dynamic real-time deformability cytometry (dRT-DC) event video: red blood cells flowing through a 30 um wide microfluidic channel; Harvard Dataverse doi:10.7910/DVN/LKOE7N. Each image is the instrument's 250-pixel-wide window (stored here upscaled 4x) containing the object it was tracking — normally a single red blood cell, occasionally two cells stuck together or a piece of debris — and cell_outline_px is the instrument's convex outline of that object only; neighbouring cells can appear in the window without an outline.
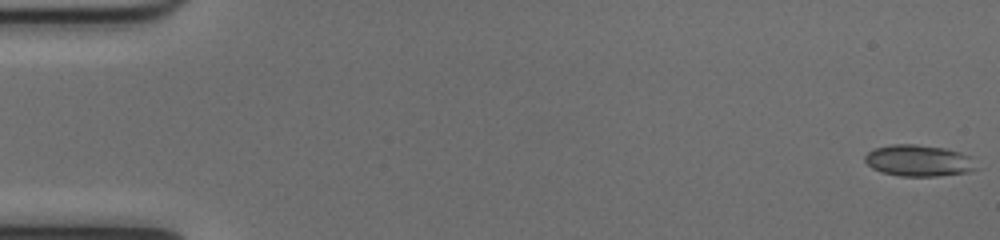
{"species": "common noctule bat (a hibernating species)", "species_latin": "Nyctalus noctula", "temperature_condition": "cold", "stored_images_in_passage": 52, "camera_frame_rate_fps": 3000, "um_per_image_px": 0.085, "animal": {"sex": "female", "body_mass_g": 17.0, "forearm_length_mm": 48.0}, "frame": {"image": 1, "passage_image": 1, "time_ms": 0.0, "image_size_px": [1000, 240], "cell_outline_px": [[980, 168], [968, 172], [936, 176], [900, 176], [880, 172], [872, 168], [864, 160], [864, 156], [868, 152], [876, 148], [892, 144], [916, 144], [944, 148], [960, 152], [972, 156]], "centroid_in_image_um": [78.13, 13.65], "position_along_channel_um": 6.9, "area_um2": 20.63}}
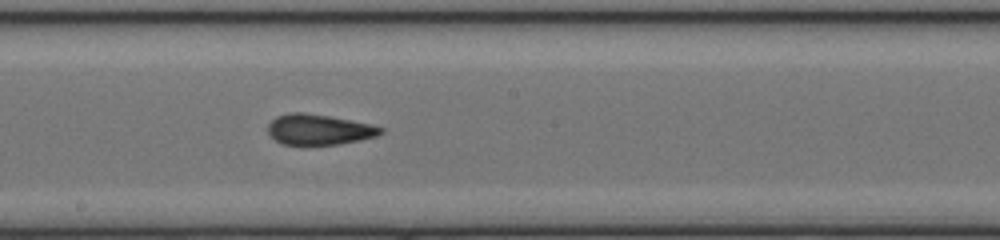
{"frame": {"image": 2, "passage_image": 29, "time_ms": 9.333, "image_size_px": [1000, 240], "cell_outline_px": [[384, 132], [376, 136], [360, 140], [336, 144], [284, 144], [276, 140], [268, 132], [268, 124], [276, 116], [288, 112], [304, 112], [328, 116], [372, 124], [384, 128]], "centroid_in_image_um": [27.12, 10.99], "position_along_channel_um": 221.1, "area_um2": 19.88}}
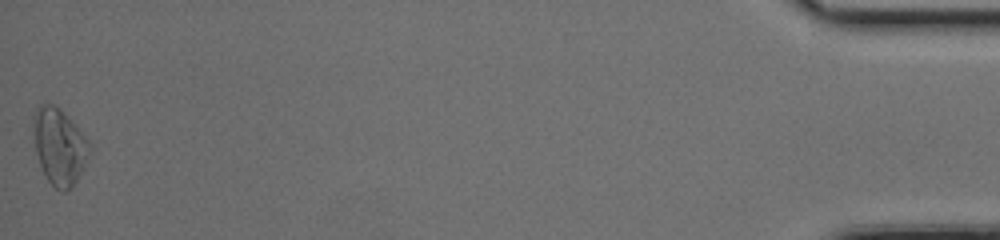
{"frame": {"image": 3, "passage_image": 52, "time_ms": 17.0, "image_size_px": [1000, 240], "cell_outline_px": [[92, 148], [84, 168], [76, 180], [64, 192], [60, 192], [48, 180], [40, 164], [36, 152], [32, 116], [36, 108], [40, 104], [52, 104], [68, 116], [76, 124], [88, 140]], "centroid_in_image_um": [5.05, 12.42], "position_along_channel_um": 430.1, "area_um2": 24.8}, "authors_computed_cell_mechanics": {"area_um2": 20.6346, "velocity_mm_per_s": 4.0329, "shape_relaxation_time_tau1_ms": 8.357, "shape_relaxation_time_tau2_ms": 2.3374, "deformation_change_tau1": 0.1636, "deformation_change_tau2": 0.0541}}